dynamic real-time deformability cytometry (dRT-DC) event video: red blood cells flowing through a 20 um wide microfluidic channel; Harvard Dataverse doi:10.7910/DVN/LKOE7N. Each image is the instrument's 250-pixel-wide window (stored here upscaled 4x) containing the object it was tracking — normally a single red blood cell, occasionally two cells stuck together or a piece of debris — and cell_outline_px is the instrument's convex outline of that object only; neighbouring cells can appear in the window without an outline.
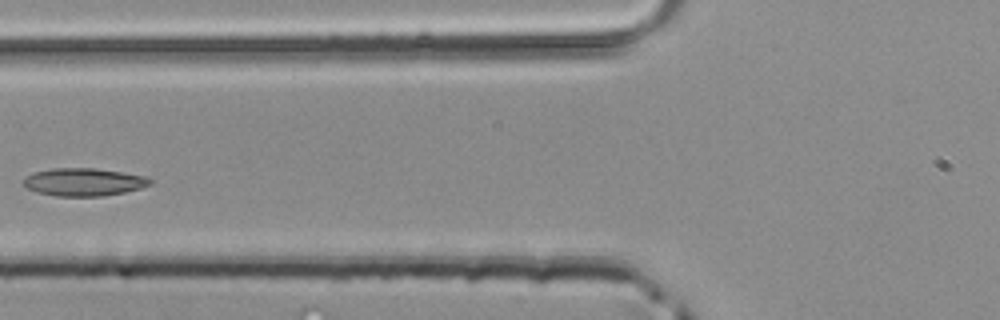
{"species": "common noctule bat (a hibernating species)", "species_latin": "Nyctalus noctula", "temperature_condition": "room temperature", "stored_images_in_passage": 4, "camera_frame_rate_fps": 3000, "um_per_image_px": 0.085, "animal": {"sex": "male", "body_mass_g": 20.4}, "frame": {"image": 1, "passage_image": 4, "time_ms": 1.0, "image_size_px": [1000, 320], "cell_outline_px": [[152, 184], [140, 188], [124, 192], [100, 196], [56, 196], [36, 192], [28, 188], [24, 184], [24, 176], [32, 172], [52, 168], [92, 168], [120, 172], [144, 176], [152, 180]], "centroid_in_image_um": [7.08, 15.47], "position_along_channel_um": 118.7, "area_um2": 20.4}}